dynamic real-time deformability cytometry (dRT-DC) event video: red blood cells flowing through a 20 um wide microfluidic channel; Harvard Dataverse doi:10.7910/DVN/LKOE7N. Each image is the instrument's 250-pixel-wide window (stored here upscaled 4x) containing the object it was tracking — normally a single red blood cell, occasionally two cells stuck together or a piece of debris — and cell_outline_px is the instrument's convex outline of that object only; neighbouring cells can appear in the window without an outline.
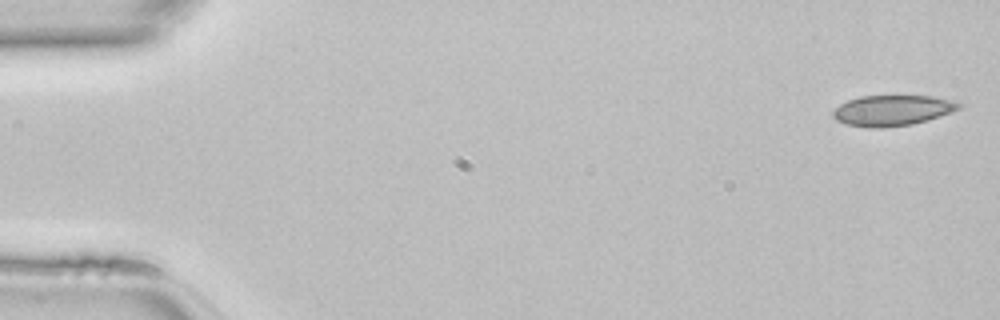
{"species": "common noctule bat (a hibernating species)", "species_latin": "Nyctalus noctula", "temperature_condition": "room temperature", "stored_images_in_passage": 46, "camera_frame_rate_fps": 3000, "um_per_image_px": 0.085, "animal": {"sex": "female", "body_mass_g": 22.7, "forearm_length_mm": 54.2}, "frame": {"image": 1, "passage_image": 1, "time_ms": 0.0, "image_size_px": [1000, 320], "cell_outline_px": [[960, 108], [952, 112], [912, 124], [880, 128], [868, 128], [848, 124], [836, 120], [832, 116], [832, 112], [840, 104], [848, 100], [860, 96], [932, 96], [952, 100], [960, 104]], "centroid_in_image_um": [75.82, 9.38], "position_along_channel_um": 9.2, "area_um2": 22.25}}
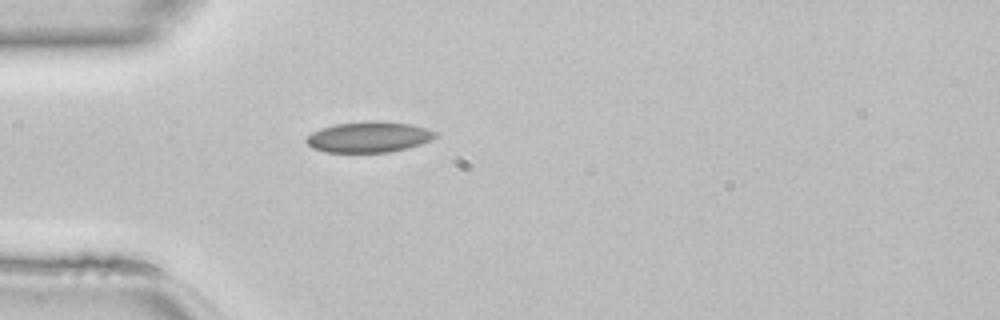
{"frame": {"image": 2, "passage_image": 13, "time_ms": 4.0, "image_size_px": [1000, 320], "cell_outline_px": [[436, 136], [432, 140], [408, 148], [388, 152], [324, 152], [312, 148], [304, 140], [312, 132], [320, 128], [336, 124], [368, 120], [376, 120], [408, 124], [424, 128], [436, 132]], "centroid_in_image_um": [31.31, 11.64], "position_along_channel_um": 53.7, "area_um2": 23.12}}
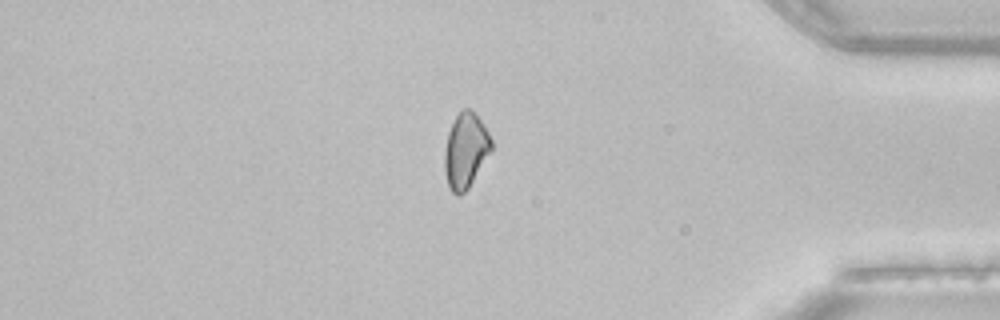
{"frame": {"image": 3, "passage_image": 39, "time_ms": 12.667, "image_size_px": [1000, 320], "cell_outline_px": [[492, 152], [468, 188], [464, 192], [456, 196], [448, 188], [444, 172], [444, 152], [448, 132], [456, 116], [464, 108], [472, 108], [488, 132], [492, 140]], "centroid_in_image_um": [39.57, 12.81], "position_along_channel_um": 395.6, "area_um2": 20.69}}